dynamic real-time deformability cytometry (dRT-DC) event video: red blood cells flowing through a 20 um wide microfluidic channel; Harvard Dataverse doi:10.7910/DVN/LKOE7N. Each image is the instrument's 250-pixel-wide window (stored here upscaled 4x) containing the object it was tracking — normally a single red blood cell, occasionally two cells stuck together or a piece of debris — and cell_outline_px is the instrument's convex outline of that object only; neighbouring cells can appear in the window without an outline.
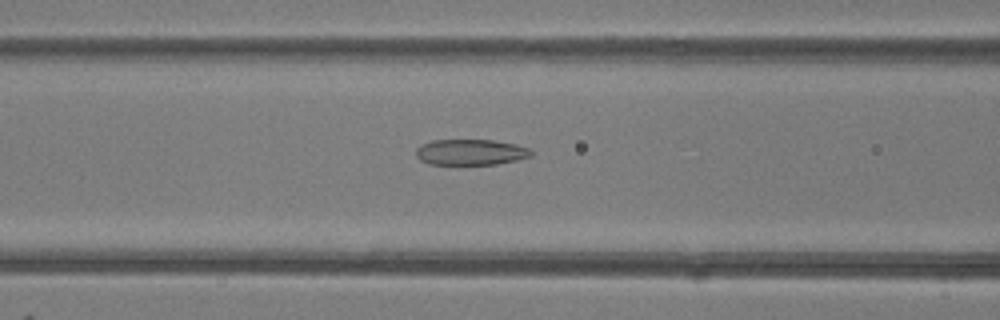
{"species": "common noctule bat (a hibernating species)", "species_latin": "Nyctalus noctula", "temperature_condition": "room temperature", "stored_images_in_passage": 48, "camera_frame_rate_fps": 3000, "um_per_image_px": 0.085, "animal": {"sex": "female"}, "frame": {"image": 1, "passage_image": 20, "time_ms": 6.333, "image_size_px": [1000, 320], "cell_outline_px": [[532, 156], [516, 160], [496, 164], [428, 164], [420, 160], [416, 156], [416, 148], [420, 144], [432, 140], [496, 140], [516, 144], [528, 148], [532, 152]], "centroid_in_image_um": [39.98, 12.93], "position_along_channel_um": 126.6, "area_um2": 17.4}}
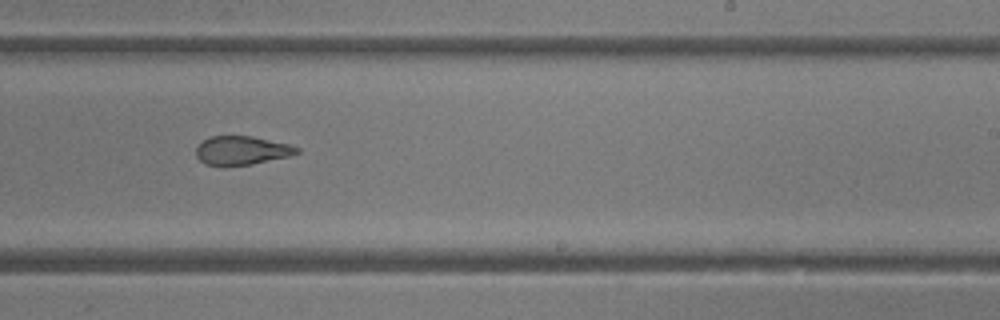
{"frame": {"image": 2, "passage_image": 30, "time_ms": 9.667, "image_size_px": [1000, 320], "cell_outline_px": [[300, 152], [288, 156], [252, 164], [224, 168], [220, 168], [204, 164], [196, 156], [196, 148], [208, 136], [252, 136], [288, 144], [300, 148]], "centroid_in_image_um": [20.49, 12.82], "position_along_channel_um": 268.5, "area_um2": 17.22}}
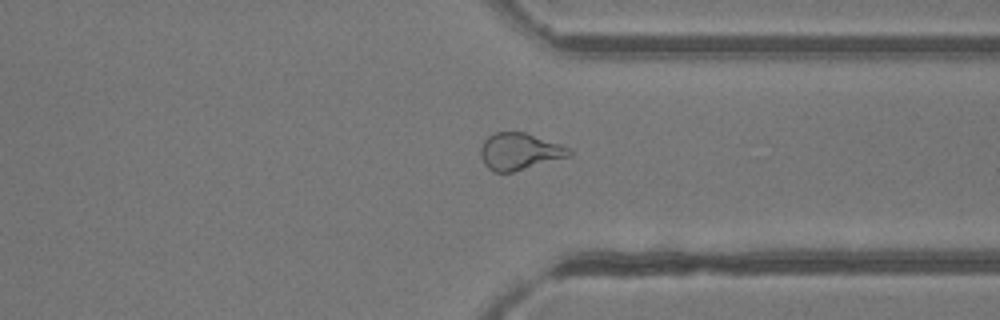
{"frame": {"image": 3, "passage_image": 37, "time_ms": 12.0, "image_size_px": [1000, 320], "cell_outline_px": [[572, 156], [512, 172], [492, 172], [484, 164], [480, 156], [480, 148], [484, 140], [488, 136], [496, 132], [524, 132], [572, 148]], "centroid_in_image_um": [44.17, 12.88], "position_along_channel_um": 367.2, "area_um2": 19.13}, "authors_computed_cell_mechanics": {"area_um2": 20.5479, "velocity_mm_per_s": 4.2583, "shape_relaxation_time_tau1_ms": null, "shape_relaxation_time_tau2_ms": 2.2331, "deformation_change_tau1": null, "deformation_change_tau2": 0.0978}}